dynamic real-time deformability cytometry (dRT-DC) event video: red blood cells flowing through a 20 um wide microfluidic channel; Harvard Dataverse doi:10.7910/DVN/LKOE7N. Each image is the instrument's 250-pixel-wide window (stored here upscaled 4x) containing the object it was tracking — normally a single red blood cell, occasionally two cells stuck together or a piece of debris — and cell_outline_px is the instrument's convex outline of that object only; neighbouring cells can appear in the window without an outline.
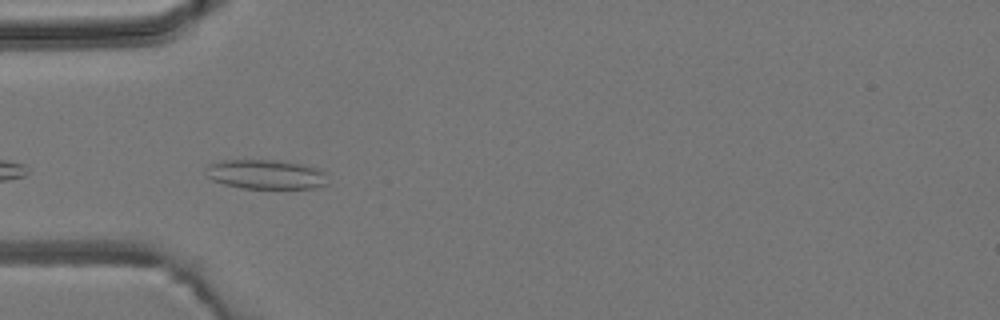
{"species": "common noctule bat (a hibernating species)", "species_latin": "Nyctalus noctula", "temperature_condition": "room temperature", "stored_images_in_passage": 7, "camera_frame_rate_fps": 3000, "um_per_image_px": 0.085, "animal": {"sex": "male", "body_mass_g": 19.2, "forearm_length_mm": 51.8}, "frame": {"image": 1, "passage_image": 5, "time_ms": 4.667, "image_size_px": [1000, 320], "cell_outline_px": [[328, 184], [316, 188], [240, 188], [224, 184], [212, 180], [204, 172], [204, 168], [208, 164], [220, 160], [280, 160], [324, 168]], "centroid_in_image_um": [22.61, 14.81], "position_along_channel_um": 62.4, "area_um2": 21.39}}
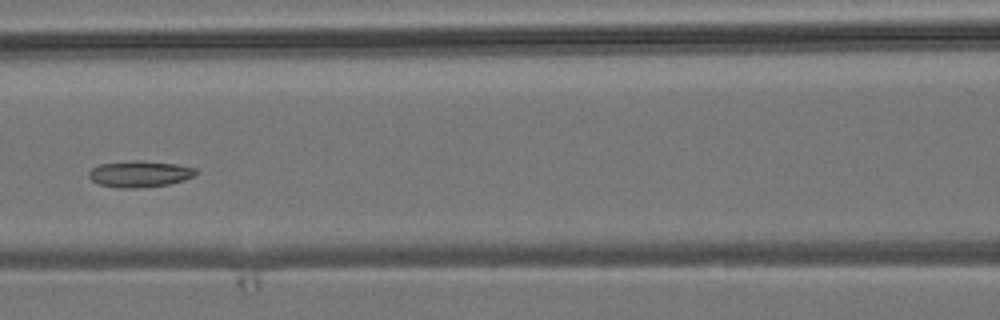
{"frame": {"image": 2, "passage_image": 7, "time_ms": 7.0, "image_size_px": [1000, 320], "cell_outline_px": [[200, 172], [184, 180], [168, 184], [136, 188], [120, 188], [96, 184], [88, 176], [88, 172], [92, 168], [100, 164], [132, 160], [140, 160], [176, 164], [196, 168]], "centroid_in_image_um": [11.86, 14.78], "position_along_channel_um": 154.7, "area_um2": 16.53}}